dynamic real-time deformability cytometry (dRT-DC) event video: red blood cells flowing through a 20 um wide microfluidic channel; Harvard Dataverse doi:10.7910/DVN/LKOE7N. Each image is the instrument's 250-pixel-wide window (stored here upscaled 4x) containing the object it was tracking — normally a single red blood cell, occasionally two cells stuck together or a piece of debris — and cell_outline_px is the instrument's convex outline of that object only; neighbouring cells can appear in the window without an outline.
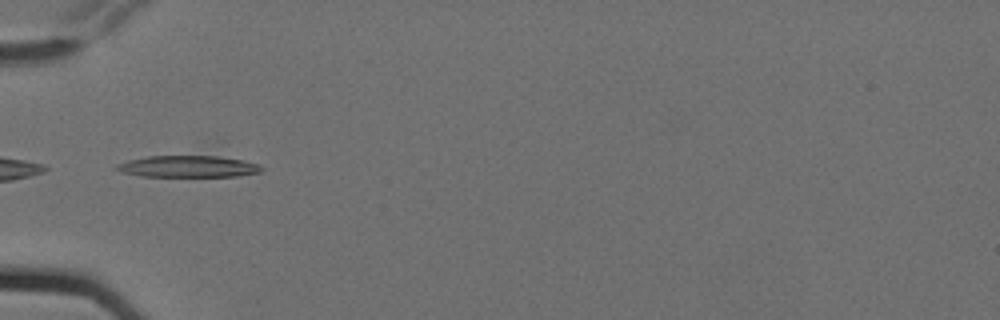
{"species": "Egyptian fruit bat (a non-hibernating species)", "species_latin": "Rousettus aegyptiacus", "temperature_condition": "cold", "stored_images_in_passage": 6, "camera_frame_rate_fps": 3000, "um_per_image_px": 0.085, "animal": {"sex": "female"}, "frame": {"image": 1, "passage_image": 5, "time_ms": 1.333, "image_size_px": [1000, 320], "cell_outline_px": [[264, 168], [260, 172], [236, 176], [140, 176], [120, 172], [116, 168], [116, 164], [128, 160], [148, 156], [220, 156], [260, 164]], "centroid_in_image_um": [15.97, 14.15], "position_along_channel_um": 69.0, "area_um2": 18.15}}
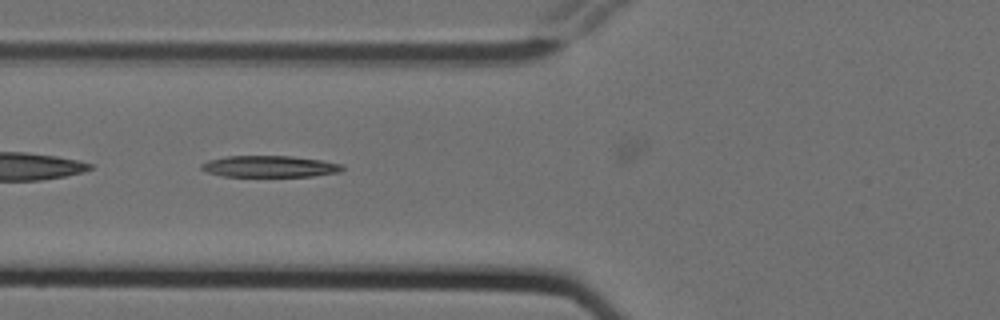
{"frame": {"image": 2, "passage_image": 6, "time_ms": 1.667, "image_size_px": [1000, 320], "cell_outline_px": [[344, 168], [340, 172], [312, 176], [224, 176], [208, 172], [200, 168], [200, 164], [208, 160], [224, 156], [292, 156], [320, 160], [344, 164]], "centroid_in_image_um": [22.92, 14.14], "position_along_channel_um": 102.9, "area_um2": 17.63}}